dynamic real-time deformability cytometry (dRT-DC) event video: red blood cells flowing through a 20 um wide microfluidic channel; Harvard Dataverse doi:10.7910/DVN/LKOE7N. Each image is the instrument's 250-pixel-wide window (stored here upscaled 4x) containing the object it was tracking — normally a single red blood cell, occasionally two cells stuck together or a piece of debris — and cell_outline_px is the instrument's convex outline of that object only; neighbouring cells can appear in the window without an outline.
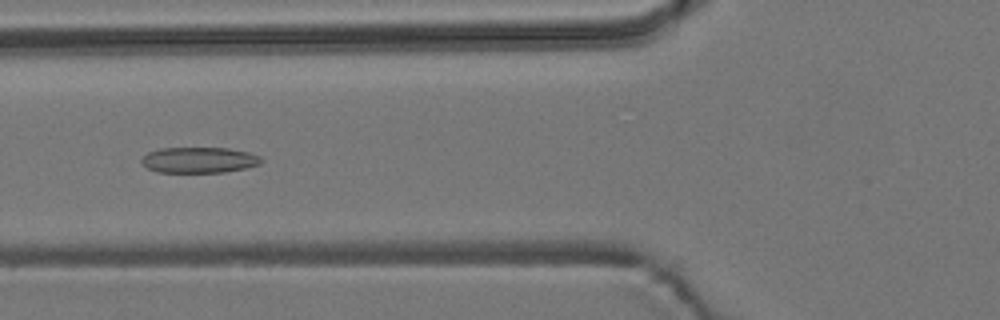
{"species": "common noctule bat (a hibernating species)", "species_latin": "Nyctalus noctula", "temperature_condition": "room temperature", "stored_images_in_passage": 40, "camera_frame_rate_fps": 3000, "um_per_image_px": 0.085, "animal": {"sex": "male", "body_mass_g": 19.2, "forearm_length_mm": 51.8}, "frame": {"image": 1, "passage_image": 6, "time_ms": 1.667, "image_size_px": [1000, 320], "cell_outline_px": [[264, 160], [260, 164], [244, 168], [224, 172], [156, 172], [148, 168], [140, 160], [148, 152], [160, 148], [228, 148], [248, 152], [260, 156]], "centroid_in_image_um": [16.93, 13.6], "position_along_channel_um": 108.9, "area_um2": 17.92}}
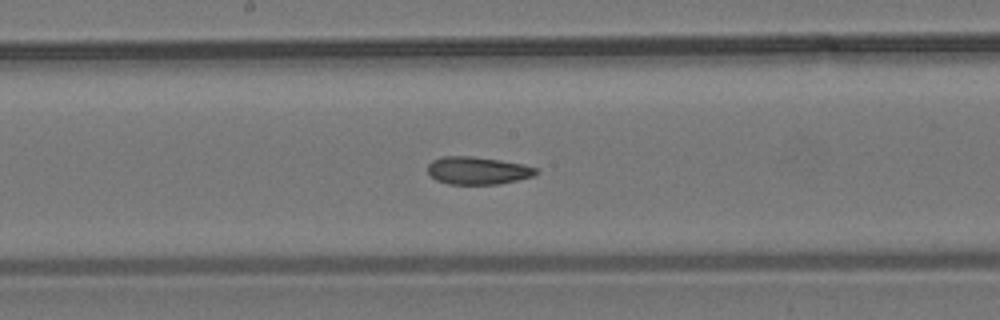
{"frame": {"image": 2, "passage_image": 14, "time_ms": 4.333, "image_size_px": [1000, 320], "cell_outline_px": [[540, 172], [532, 176], [500, 184], [448, 184], [436, 180], [428, 172], [428, 164], [432, 160], [444, 156], [472, 156], [500, 160], [520, 164], [536, 168]], "centroid_in_image_um": [40.58, 14.5], "position_along_channel_um": 207.6, "area_um2": 17.34}}
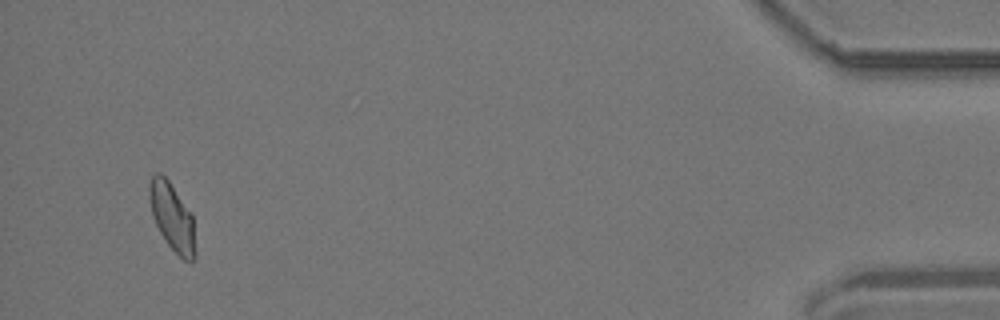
{"frame": {"image": 3, "passage_image": 38, "time_ms": 12.333, "image_size_px": [1000, 320], "cell_outline_px": [[196, 260], [192, 264], [184, 260], [168, 244], [160, 232], [152, 216], [148, 196], [148, 188], [152, 176], [156, 172], [160, 172], [168, 180], [192, 216], [196, 252]], "centroid_in_image_um": [14.63, 18.48], "position_along_channel_um": 420.6, "area_um2": 17.98}, "authors_computed_cell_mechanics": {"area_um2": 17.918, "velocity_mm_per_s": 3.6862, "shape_relaxation_time_tau1_ms": null, "shape_relaxation_time_tau2_ms": 3.0025, "deformation_change_tau1": null, "deformation_change_tau2": 0.0917}}